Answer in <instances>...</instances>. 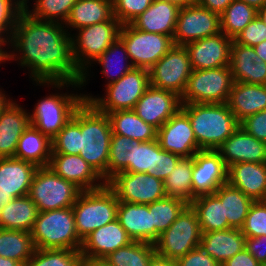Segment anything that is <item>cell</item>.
<instances>
[{
    "mask_svg": "<svg viewBox=\"0 0 266 266\" xmlns=\"http://www.w3.org/2000/svg\"><path fill=\"white\" fill-rule=\"evenodd\" d=\"M63 25L33 18L23 11L9 40L14 49L5 62L15 60L30 68L28 73L37 85L59 90L65 86L82 88V72L73 58L71 34Z\"/></svg>",
    "mask_w": 266,
    "mask_h": 266,
    "instance_id": "cell-1",
    "label": "cell"
},
{
    "mask_svg": "<svg viewBox=\"0 0 266 266\" xmlns=\"http://www.w3.org/2000/svg\"><path fill=\"white\" fill-rule=\"evenodd\" d=\"M200 150H216L239 127L227 103L182 104Z\"/></svg>",
    "mask_w": 266,
    "mask_h": 266,
    "instance_id": "cell-2",
    "label": "cell"
},
{
    "mask_svg": "<svg viewBox=\"0 0 266 266\" xmlns=\"http://www.w3.org/2000/svg\"><path fill=\"white\" fill-rule=\"evenodd\" d=\"M80 156L108 181V157L112 136L111 122L91 102L81 104Z\"/></svg>",
    "mask_w": 266,
    "mask_h": 266,
    "instance_id": "cell-3",
    "label": "cell"
},
{
    "mask_svg": "<svg viewBox=\"0 0 266 266\" xmlns=\"http://www.w3.org/2000/svg\"><path fill=\"white\" fill-rule=\"evenodd\" d=\"M31 237L35 249L80 250L72 207L39 212Z\"/></svg>",
    "mask_w": 266,
    "mask_h": 266,
    "instance_id": "cell-4",
    "label": "cell"
},
{
    "mask_svg": "<svg viewBox=\"0 0 266 266\" xmlns=\"http://www.w3.org/2000/svg\"><path fill=\"white\" fill-rule=\"evenodd\" d=\"M119 201L105 184L95 190L81 191L72 206L76 231L81 240L91 232L117 219Z\"/></svg>",
    "mask_w": 266,
    "mask_h": 266,
    "instance_id": "cell-5",
    "label": "cell"
},
{
    "mask_svg": "<svg viewBox=\"0 0 266 266\" xmlns=\"http://www.w3.org/2000/svg\"><path fill=\"white\" fill-rule=\"evenodd\" d=\"M121 23L113 16L110 20L78 29L71 34L72 51L75 64L82 72L80 81L83 87L89 76L87 68L103 54L119 37ZM76 37V38H75Z\"/></svg>",
    "mask_w": 266,
    "mask_h": 266,
    "instance_id": "cell-6",
    "label": "cell"
},
{
    "mask_svg": "<svg viewBox=\"0 0 266 266\" xmlns=\"http://www.w3.org/2000/svg\"><path fill=\"white\" fill-rule=\"evenodd\" d=\"M149 86V70L133 68L119 80L106 85L105 96L94 97L83 94V99L106 114L119 110H132Z\"/></svg>",
    "mask_w": 266,
    "mask_h": 266,
    "instance_id": "cell-7",
    "label": "cell"
},
{
    "mask_svg": "<svg viewBox=\"0 0 266 266\" xmlns=\"http://www.w3.org/2000/svg\"><path fill=\"white\" fill-rule=\"evenodd\" d=\"M201 237L197 214L191 205H187L154 243L155 251L160 256L177 260L198 248Z\"/></svg>",
    "mask_w": 266,
    "mask_h": 266,
    "instance_id": "cell-8",
    "label": "cell"
},
{
    "mask_svg": "<svg viewBox=\"0 0 266 266\" xmlns=\"http://www.w3.org/2000/svg\"><path fill=\"white\" fill-rule=\"evenodd\" d=\"M81 191L47 166L37 169L28 196L41 212L72 207Z\"/></svg>",
    "mask_w": 266,
    "mask_h": 266,
    "instance_id": "cell-9",
    "label": "cell"
},
{
    "mask_svg": "<svg viewBox=\"0 0 266 266\" xmlns=\"http://www.w3.org/2000/svg\"><path fill=\"white\" fill-rule=\"evenodd\" d=\"M235 79L229 66L192 70L181 103H227Z\"/></svg>",
    "mask_w": 266,
    "mask_h": 266,
    "instance_id": "cell-10",
    "label": "cell"
},
{
    "mask_svg": "<svg viewBox=\"0 0 266 266\" xmlns=\"http://www.w3.org/2000/svg\"><path fill=\"white\" fill-rule=\"evenodd\" d=\"M38 101L30 114V124L52 140L72 119L84 99L83 93L68 95L65 92L50 94Z\"/></svg>",
    "mask_w": 266,
    "mask_h": 266,
    "instance_id": "cell-11",
    "label": "cell"
},
{
    "mask_svg": "<svg viewBox=\"0 0 266 266\" xmlns=\"http://www.w3.org/2000/svg\"><path fill=\"white\" fill-rule=\"evenodd\" d=\"M119 38L123 41L134 68L147 70L174 46L170 36L141 31L131 24L121 25Z\"/></svg>",
    "mask_w": 266,
    "mask_h": 266,
    "instance_id": "cell-12",
    "label": "cell"
},
{
    "mask_svg": "<svg viewBox=\"0 0 266 266\" xmlns=\"http://www.w3.org/2000/svg\"><path fill=\"white\" fill-rule=\"evenodd\" d=\"M192 70L185 46L174 45L149 70L150 86L172 91L181 97Z\"/></svg>",
    "mask_w": 266,
    "mask_h": 266,
    "instance_id": "cell-13",
    "label": "cell"
},
{
    "mask_svg": "<svg viewBox=\"0 0 266 266\" xmlns=\"http://www.w3.org/2000/svg\"><path fill=\"white\" fill-rule=\"evenodd\" d=\"M106 185L127 203L150 204L166 197L163 181L147 173L119 172Z\"/></svg>",
    "mask_w": 266,
    "mask_h": 266,
    "instance_id": "cell-14",
    "label": "cell"
},
{
    "mask_svg": "<svg viewBox=\"0 0 266 266\" xmlns=\"http://www.w3.org/2000/svg\"><path fill=\"white\" fill-rule=\"evenodd\" d=\"M220 32V15L196 3L179 9L173 43L185 46Z\"/></svg>",
    "mask_w": 266,
    "mask_h": 266,
    "instance_id": "cell-15",
    "label": "cell"
},
{
    "mask_svg": "<svg viewBox=\"0 0 266 266\" xmlns=\"http://www.w3.org/2000/svg\"><path fill=\"white\" fill-rule=\"evenodd\" d=\"M193 157L192 193L196 197L213 194L227 183L228 167L216 150H200Z\"/></svg>",
    "mask_w": 266,
    "mask_h": 266,
    "instance_id": "cell-16",
    "label": "cell"
},
{
    "mask_svg": "<svg viewBox=\"0 0 266 266\" xmlns=\"http://www.w3.org/2000/svg\"><path fill=\"white\" fill-rule=\"evenodd\" d=\"M157 141L163 150L181 158L200 151L188 115L182 109L158 129Z\"/></svg>",
    "mask_w": 266,
    "mask_h": 266,
    "instance_id": "cell-17",
    "label": "cell"
},
{
    "mask_svg": "<svg viewBox=\"0 0 266 266\" xmlns=\"http://www.w3.org/2000/svg\"><path fill=\"white\" fill-rule=\"evenodd\" d=\"M181 107V97L176 93L149 86L132 110L158 130Z\"/></svg>",
    "mask_w": 266,
    "mask_h": 266,
    "instance_id": "cell-18",
    "label": "cell"
},
{
    "mask_svg": "<svg viewBox=\"0 0 266 266\" xmlns=\"http://www.w3.org/2000/svg\"><path fill=\"white\" fill-rule=\"evenodd\" d=\"M233 39L220 32L185 45L193 70L229 66Z\"/></svg>",
    "mask_w": 266,
    "mask_h": 266,
    "instance_id": "cell-19",
    "label": "cell"
},
{
    "mask_svg": "<svg viewBox=\"0 0 266 266\" xmlns=\"http://www.w3.org/2000/svg\"><path fill=\"white\" fill-rule=\"evenodd\" d=\"M39 167L15 157L0 158V192L2 205L28 195L31 182Z\"/></svg>",
    "mask_w": 266,
    "mask_h": 266,
    "instance_id": "cell-20",
    "label": "cell"
},
{
    "mask_svg": "<svg viewBox=\"0 0 266 266\" xmlns=\"http://www.w3.org/2000/svg\"><path fill=\"white\" fill-rule=\"evenodd\" d=\"M133 242L118 219L91 232L82 240L83 259H104L111 252Z\"/></svg>",
    "mask_w": 266,
    "mask_h": 266,
    "instance_id": "cell-21",
    "label": "cell"
},
{
    "mask_svg": "<svg viewBox=\"0 0 266 266\" xmlns=\"http://www.w3.org/2000/svg\"><path fill=\"white\" fill-rule=\"evenodd\" d=\"M48 167L61 178L73 182L82 191L99 189L106 184L80 155L51 154Z\"/></svg>",
    "mask_w": 266,
    "mask_h": 266,
    "instance_id": "cell-22",
    "label": "cell"
},
{
    "mask_svg": "<svg viewBox=\"0 0 266 266\" xmlns=\"http://www.w3.org/2000/svg\"><path fill=\"white\" fill-rule=\"evenodd\" d=\"M216 151L227 167L238 162L266 163V143L239 127Z\"/></svg>",
    "mask_w": 266,
    "mask_h": 266,
    "instance_id": "cell-23",
    "label": "cell"
},
{
    "mask_svg": "<svg viewBox=\"0 0 266 266\" xmlns=\"http://www.w3.org/2000/svg\"><path fill=\"white\" fill-rule=\"evenodd\" d=\"M30 125V112L11 100L0 112V158L15 156L18 141Z\"/></svg>",
    "mask_w": 266,
    "mask_h": 266,
    "instance_id": "cell-24",
    "label": "cell"
},
{
    "mask_svg": "<svg viewBox=\"0 0 266 266\" xmlns=\"http://www.w3.org/2000/svg\"><path fill=\"white\" fill-rule=\"evenodd\" d=\"M227 183L254 201H266V163L238 162L229 166Z\"/></svg>",
    "mask_w": 266,
    "mask_h": 266,
    "instance_id": "cell-25",
    "label": "cell"
},
{
    "mask_svg": "<svg viewBox=\"0 0 266 266\" xmlns=\"http://www.w3.org/2000/svg\"><path fill=\"white\" fill-rule=\"evenodd\" d=\"M179 9L167 1L154 0L130 24L138 30L167 35L173 39Z\"/></svg>",
    "mask_w": 266,
    "mask_h": 266,
    "instance_id": "cell-26",
    "label": "cell"
},
{
    "mask_svg": "<svg viewBox=\"0 0 266 266\" xmlns=\"http://www.w3.org/2000/svg\"><path fill=\"white\" fill-rule=\"evenodd\" d=\"M246 236L238 228L202 232L199 247L220 265L245 249Z\"/></svg>",
    "mask_w": 266,
    "mask_h": 266,
    "instance_id": "cell-27",
    "label": "cell"
},
{
    "mask_svg": "<svg viewBox=\"0 0 266 266\" xmlns=\"http://www.w3.org/2000/svg\"><path fill=\"white\" fill-rule=\"evenodd\" d=\"M117 219L133 241L154 244V226L147 204L119 201Z\"/></svg>",
    "mask_w": 266,
    "mask_h": 266,
    "instance_id": "cell-28",
    "label": "cell"
},
{
    "mask_svg": "<svg viewBox=\"0 0 266 266\" xmlns=\"http://www.w3.org/2000/svg\"><path fill=\"white\" fill-rule=\"evenodd\" d=\"M228 108L240 122L266 109V85L243 83L235 79L227 100Z\"/></svg>",
    "mask_w": 266,
    "mask_h": 266,
    "instance_id": "cell-29",
    "label": "cell"
},
{
    "mask_svg": "<svg viewBox=\"0 0 266 266\" xmlns=\"http://www.w3.org/2000/svg\"><path fill=\"white\" fill-rule=\"evenodd\" d=\"M39 214L28 195L10 200L1 207L0 228L31 232Z\"/></svg>",
    "mask_w": 266,
    "mask_h": 266,
    "instance_id": "cell-30",
    "label": "cell"
},
{
    "mask_svg": "<svg viewBox=\"0 0 266 266\" xmlns=\"http://www.w3.org/2000/svg\"><path fill=\"white\" fill-rule=\"evenodd\" d=\"M113 16V3L108 0H77L64 25L66 29L78 30L108 21Z\"/></svg>",
    "mask_w": 266,
    "mask_h": 266,
    "instance_id": "cell-31",
    "label": "cell"
},
{
    "mask_svg": "<svg viewBox=\"0 0 266 266\" xmlns=\"http://www.w3.org/2000/svg\"><path fill=\"white\" fill-rule=\"evenodd\" d=\"M51 153V140L30 125L20 137L14 157L31 162L38 167H47L50 163Z\"/></svg>",
    "mask_w": 266,
    "mask_h": 266,
    "instance_id": "cell-32",
    "label": "cell"
},
{
    "mask_svg": "<svg viewBox=\"0 0 266 266\" xmlns=\"http://www.w3.org/2000/svg\"><path fill=\"white\" fill-rule=\"evenodd\" d=\"M112 133L131 138L135 142L157 139L158 130L144 122L133 110H119L107 114Z\"/></svg>",
    "mask_w": 266,
    "mask_h": 266,
    "instance_id": "cell-33",
    "label": "cell"
},
{
    "mask_svg": "<svg viewBox=\"0 0 266 266\" xmlns=\"http://www.w3.org/2000/svg\"><path fill=\"white\" fill-rule=\"evenodd\" d=\"M195 210L202 232L232 228L224 219V203L213 193L195 197L190 204Z\"/></svg>",
    "mask_w": 266,
    "mask_h": 266,
    "instance_id": "cell-34",
    "label": "cell"
},
{
    "mask_svg": "<svg viewBox=\"0 0 266 266\" xmlns=\"http://www.w3.org/2000/svg\"><path fill=\"white\" fill-rule=\"evenodd\" d=\"M214 194L224 203V219H228L232 228L241 229L254 200L228 183L221 185Z\"/></svg>",
    "mask_w": 266,
    "mask_h": 266,
    "instance_id": "cell-35",
    "label": "cell"
},
{
    "mask_svg": "<svg viewBox=\"0 0 266 266\" xmlns=\"http://www.w3.org/2000/svg\"><path fill=\"white\" fill-rule=\"evenodd\" d=\"M194 157H182L171 174L163 181L167 197L177 198L190 205L195 199L192 193Z\"/></svg>",
    "mask_w": 266,
    "mask_h": 266,
    "instance_id": "cell-36",
    "label": "cell"
},
{
    "mask_svg": "<svg viewBox=\"0 0 266 266\" xmlns=\"http://www.w3.org/2000/svg\"><path fill=\"white\" fill-rule=\"evenodd\" d=\"M34 251L31 232L0 228V256L17 260L25 266Z\"/></svg>",
    "mask_w": 266,
    "mask_h": 266,
    "instance_id": "cell-37",
    "label": "cell"
},
{
    "mask_svg": "<svg viewBox=\"0 0 266 266\" xmlns=\"http://www.w3.org/2000/svg\"><path fill=\"white\" fill-rule=\"evenodd\" d=\"M128 59L130 60L126 47L123 41L118 37L94 63H99L100 66H102L101 73L106 76L108 81L106 85H109L119 80L134 68ZM125 62L126 64L124 65L123 63ZM112 71L116 72L114 73Z\"/></svg>",
    "mask_w": 266,
    "mask_h": 266,
    "instance_id": "cell-38",
    "label": "cell"
},
{
    "mask_svg": "<svg viewBox=\"0 0 266 266\" xmlns=\"http://www.w3.org/2000/svg\"><path fill=\"white\" fill-rule=\"evenodd\" d=\"M155 254L153 243L133 241L111 252L104 260L110 266H149Z\"/></svg>",
    "mask_w": 266,
    "mask_h": 266,
    "instance_id": "cell-39",
    "label": "cell"
},
{
    "mask_svg": "<svg viewBox=\"0 0 266 266\" xmlns=\"http://www.w3.org/2000/svg\"><path fill=\"white\" fill-rule=\"evenodd\" d=\"M147 205L151 214L152 226H154L155 243L159 236L169 228L188 204L180 199L166 196Z\"/></svg>",
    "mask_w": 266,
    "mask_h": 266,
    "instance_id": "cell-40",
    "label": "cell"
},
{
    "mask_svg": "<svg viewBox=\"0 0 266 266\" xmlns=\"http://www.w3.org/2000/svg\"><path fill=\"white\" fill-rule=\"evenodd\" d=\"M257 10L243 1L233 2L220 15L221 32L234 39L255 17Z\"/></svg>",
    "mask_w": 266,
    "mask_h": 266,
    "instance_id": "cell-41",
    "label": "cell"
},
{
    "mask_svg": "<svg viewBox=\"0 0 266 266\" xmlns=\"http://www.w3.org/2000/svg\"><path fill=\"white\" fill-rule=\"evenodd\" d=\"M81 105L76 109L72 119L51 140V154H80Z\"/></svg>",
    "mask_w": 266,
    "mask_h": 266,
    "instance_id": "cell-42",
    "label": "cell"
},
{
    "mask_svg": "<svg viewBox=\"0 0 266 266\" xmlns=\"http://www.w3.org/2000/svg\"><path fill=\"white\" fill-rule=\"evenodd\" d=\"M33 9H29L24 0V11L31 17L43 20L65 24L72 7L77 0H34ZM61 21V22H60Z\"/></svg>",
    "mask_w": 266,
    "mask_h": 266,
    "instance_id": "cell-43",
    "label": "cell"
},
{
    "mask_svg": "<svg viewBox=\"0 0 266 266\" xmlns=\"http://www.w3.org/2000/svg\"><path fill=\"white\" fill-rule=\"evenodd\" d=\"M80 250L35 249L25 266H82Z\"/></svg>",
    "mask_w": 266,
    "mask_h": 266,
    "instance_id": "cell-44",
    "label": "cell"
},
{
    "mask_svg": "<svg viewBox=\"0 0 266 266\" xmlns=\"http://www.w3.org/2000/svg\"><path fill=\"white\" fill-rule=\"evenodd\" d=\"M134 142L131 138L112 133L108 157V180L119 172H128Z\"/></svg>",
    "mask_w": 266,
    "mask_h": 266,
    "instance_id": "cell-45",
    "label": "cell"
},
{
    "mask_svg": "<svg viewBox=\"0 0 266 266\" xmlns=\"http://www.w3.org/2000/svg\"><path fill=\"white\" fill-rule=\"evenodd\" d=\"M154 153H156V140L148 142H134L131 161L128 163V172L153 173Z\"/></svg>",
    "mask_w": 266,
    "mask_h": 266,
    "instance_id": "cell-46",
    "label": "cell"
},
{
    "mask_svg": "<svg viewBox=\"0 0 266 266\" xmlns=\"http://www.w3.org/2000/svg\"><path fill=\"white\" fill-rule=\"evenodd\" d=\"M240 230L246 238L266 235V201H254Z\"/></svg>",
    "mask_w": 266,
    "mask_h": 266,
    "instance_id": "cell-47",
    "label": "cell"
},
{
    "mask_svg": "<svg viewBox=\"0 0 266 266\" xmlns=\"http://www.w3.org/2000/svg\"><path fill=\"white\" fill-rule=\"evenodd\" d=\"M263 60L255 53L251 46L241 45L234 40L231 44L229 67L235 78H237L249 65Z\"/></svg>",
    "mask_w": 266,
    "mask_h": 266,
    "instance_id": "cell-48",
    "label": "cell"
},
{
    "mask_svg": "<svg viewBox=\"0 0 266 266\" xmlns=\"http://www.w3.org/2000/svg\"><path fill=\"white\" fill-rule=\"evenodd\" d=\"M23 11L24 0H0V31L9 40Z\"/></svg>",
    "mask_w": 266,
    "mask_h": 266,
    "instance_id": "cell-49",
    "label": "cell"
},
{
    "mask_svg": "<svg viewBox=\"0 0 266 266\" xmlns=\"http://www.w3.org/2000/svg\"><path fill=\"white\" fill-rule=\"evenodd\" d=\"M154 0H114V17L122 24H130L143 13Z\"/></svg>",
    "mask_w": 266,
    "mask_h": 266,
    "instance_id": "cell-50",
    "label": "cell"
},
{
    "mask_svg": "<svg viewBox=\"0 0 266 266\" xmlns=\"http://www.w3.org/2000/svg\"><path fill=\"white\" fill-rule=\"evenodd\" d=\"M180 156L163 150L156 139V153H154L153 173L157 179L164 181L174 170Z\"/></svg>",
    "mask_w": 266,
    "mask_h": 266,
    "instance_id": "cell-51",
    "label": "cell"
},
{
    "mask_svg": "<svg viewBox=\"0 0 266 266\" xmlns=\"http://www.w3.org/2000/svg\"><path fill=\"white\" fill-rule=\"evenodd\" d=\"M233 40L254 47L266 40V24L256 16Z\"/></svg>",
    "mask_w": 266,
    "mask_h": 266,
    "instance_id": "cell-52",
    "label": "cell"
},
{
    "mask_svg": "<svg viewBox=\"0 0 266 266\" xmlns=\"http://www.w3.org/2000/svg\"><path fill=\"white\" fill-rule=\"evenodd\" d=\"M240 127L254 138L266 143V109L240 121Z\"/></svg>",
    "mask_w": 266,
    "mask_h": 266,
    "instance_id": "cell-53",
    "label": "cell"
},
{
    "mask_svg": "<svg viewBox=\"0 0 266 266\" xmlns=\"http://www.w3.org/2000/svg\"><path fill=\"white\" fill-rule=\"evenodd\" d=\"M177 266H221L214 258L200 247L191 250L176 260Z\"/></svg>",
    "mask_w": 266,
    "mask_h": 266,
    "instance_id": "cell-54",
    "label": "cell"
},
{
    "mask_svg": "<svg viewBox=\"0 0 266 266\" xmlns=\"http://www.w3.org/2000/svg\"><path fill=\"white\" fill-rule=\"evenodd\" d=\"M243 83L266 85V62H254L249 65L237 78Z\"/></svg>",
    "mask_w": 266,
    "mask_h": 266,
    "instance_id": "cell-55",
    "label": "cell"
},
{
    "mask_svg": "<svg viewBox=\"0 0 266 266\" xmlns=\"http://www.w3.org/2000/svg\"><path fill=\"white\" fill-rule=\"evenodd\" d=\"M245 249L262 266H266V235L246 238Z\"/></svg>",
    "mask_w": 266,
    "mask_h": 266,
    "instance_id": "cell-56",
    "label": "cell"
},
{
    "mask_svg": "<svg viewBox=\"0 0 266 266\" xmlns=\"http://www.w3.org/2000/svg\"><path fill=\"white\" fill-rule=\"evenodd\" d=\"M221 266H262L256 259L246 250L243 249L241 252L237 253Z\"/></svg>",
    "mask_w": 266,
    "mask_h": 266,
    "instance_id": "cell-57",
    "label": "cell"
},
{
    "mask_svg": "<svg viewBox=\"0 0 266 266\" xmlns=\"http://www.w3.org/2000/svg\"><path fill=\"white\" fill-rule=\"evenodd\" d=\"M233 0H196V3L208 10L221 15Z\"/></svg>",
    "mask_w": 266,
    "mask_h": 266,
    "instance_id": "cell-58",
    "label": "cell"
},
{
    "mask_svg": "<svg viewBox=\"0 0 266 266\" xmlns=\"http://www.w3.org/2000/svg\"><path fill=\"white\" fill-rule=\"evenodd\" d=\"M149 266H177L176 260H171L157 253L151 259Z\"/></svg>",
    "mask_w": 266,
    "mask_h": 266,
    "instance_id": "cell-59",
    "label": "cell"
},
{
    "mask_svg": "<svg viewBox=\"0 0 266 266\" xmlns=\"http://www.w3.org/2000/svg\"><path fill=\"white\" fill-rule=\"evenodd\" d=\"M82 266H110L104 259H83Z\"/></svg>",
    "mask_w": 266,
    "mask_h": 266,
    "instance_id": "cell-60",
    "label": "cell"
},
{
    "mask_svg": "<svg viewBox=\"0 0 266 266\" xmlns=\"http://www.w3.org/2000/svg\"><path fill=\"white\" fill-rule=\"evenodd\" d=\"M255 53L266 62V40L253 47Z\"/></svg>",
    "mask_w": 266,
    "mask_h": 266,
    "instance_id": "cell-61",
    "label": "cell"
},
{
    "mask_svg": "<svg viewBox=\"0 0 266 266\" xmlns=\"http://www.w3.org/2000/svg\"><path fill=\"white\" fill-rule=\"evenodd\" d=\"M9 43V39L0 31V56L5 60L8 56V51L3 48ZM5 51V52H4Z\"/></svg>",
    "mask_w": 266,
    "mask_h": 266,
    "instance_id": "cell-62",
    "label": "cell"
},
{
    "mask_svg": "<svg viewBox=\"0 0 266 266\" xmlns=\"http://www.w3.org/2000/svg\"><path fill=\"white\" fill-rule=\"evenodd\" d=\"M169 3L177 5L179 8H183L189 5L196 4V0H163Z\"/></svg>",
    "mask_w": 266,
    "mask_h": 266,
    "instance_id": "cell-63",
    "label": "cell"
},
{
    "mask_svg": "<svg viewBox=\"0 0 266 266\" xmlns=\"http://www.w3.org/2000/svg\"><path fill=\"white\" fill-rule=\"evenodd\" d=\"M0 266H24V265L17 260H12L10 258H5L0 256Z\"/></svg>",
    "mask_w": 266,
    "mask_h": 266,
    "instance_id": "cell-64",
    "label": "cell"
},
{
    "mask_svg": "<svg viewBox=\"0 0 266 266\" xmlns=\"http://www.w3.org/2000/svg\"><path fill=\"white\" fill-rule=\"evenodd\" d=\"M239 1L245 2L249 6L254 7L256 10H259L266 4V0H239Z\"/></svg>",
    "mask_w": 266,
    "mask_h": 266,
    "instance_id": "cell-65",
    "label": "cell"
},
{
    "mask_svg": "<svg viewBox=\"0 0 266 266\" xmlns=\"http://www.w3.org/2000/svg\"><path fill=\"white\" fill-rule=\"evenodd\" d=\"M10 101V97L8 98V96H6L5 93H3V91L0 89V112L8 105Z\"/></svg>",
    "mask_w": 266,
    "mask_h": 266,
    "instance_id": "cell-66",
    "label": "cell"
},
{
    "mask_svg": "<svg viewBox=\"0 0 266 266\" xmlns=\"http://www.w3.org/2000/svg\"><path fill=\"white\" fill-rule=\"evenodd\" d=\"M257 16L266 24V4L257 10Z\"/></svg>",
    "mask_w": 266,
    "mask_h": 266,
    "instance_id": "cell-67",
    "label": "cell"
},
{
    "mask_svg": "<svg viewBox=\"0 0 266 266\" xmlns=\"http://www.w3.org/2000/svg\"><path fill=\"white\" fill-rule=\"evenodd\" d=\"M1 207H2V195H1V192H0V212H1Z\"/></svg>",
    "mask_w": 266,
    "mask_h": 266,
    "instance_id": "cell-68",
    "label": "cell"
},
{
    "mask_svg": "<svg viewBox=\"0 0 266 266\" xmlns=\"http://www.w3.org/2000/svg\"><path fill=\"white\" fill-rule=\"evenodd\" d=\"M4 62L5 63V60L0 56V64Z\"/></svg>",
    "mask_w": 266,
    "mask_h": 266,
    "instance_id": "cell-69",
    "label": "cell"
}]
</instances>
